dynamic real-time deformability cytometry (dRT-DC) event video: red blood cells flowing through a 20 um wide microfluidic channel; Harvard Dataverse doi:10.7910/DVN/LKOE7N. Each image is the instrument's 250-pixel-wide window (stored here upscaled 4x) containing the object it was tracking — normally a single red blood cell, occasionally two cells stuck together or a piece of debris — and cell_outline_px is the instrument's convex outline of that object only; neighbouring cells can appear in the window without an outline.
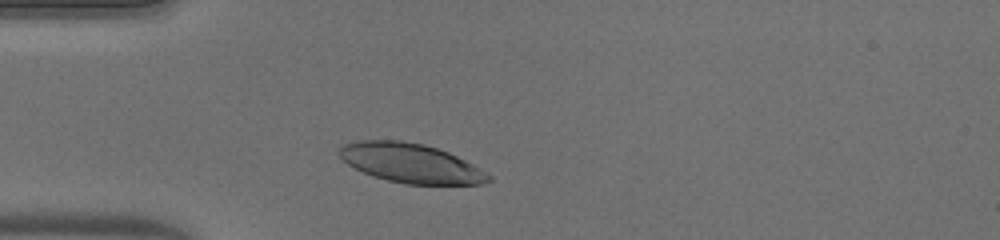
{"species": "human", "species_latin": "Homo sapiens", "temperature_condition": "warm", "stored_images_in_passage": 34, "camera_frame_rate_fps": 3000, "um_per_image_px": 0.085, "donor": {"sex": "male"}, "frame": {"image": 1, "passage_image": 5, "time_ms": 1.333, "image_size_px": [1000, 240], "cell_outline_px": [[492, 180], [484, 184], [404, 184], [372, 176], [348, 164], [340, 156], [340, 148], [344, 144], [360, 140], [396, 140], [424, 144], [448, 152], [472, 164], [492, 176]], "centroid_in_image_um": [34.93, 13.87], "position_along_channel_um": 50.1, "area_um2": 33.81}}
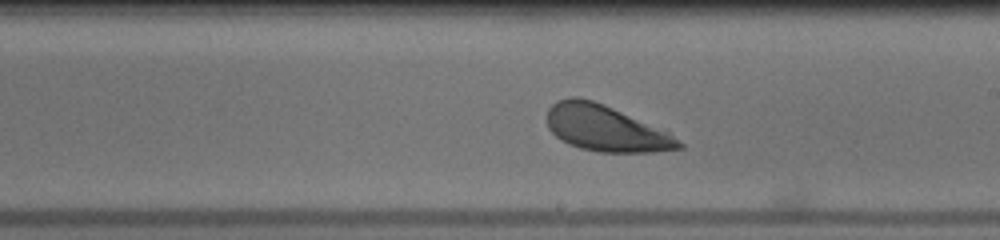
{"frame": {"image": 2, "passage_image": 20, "time_ms": 6.333, "image_size_px": [1000, 240], "cell_outline_px": [[684, 148], [652, 152], [600, 152], [580, 148], [568, 144], [560, 140], [548, 128], [548, 108], [556, 100], [572, 96], [576, 96], [592, 100], [604, 104], [668, 132], [684, 144]], "centroid_in_image_um": [51.45, 10.91], "position_along_channel_um": 237.5, "area_um2": 35.14}}
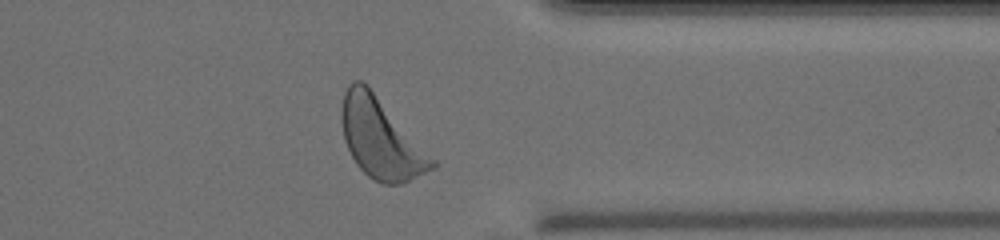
{"frame": {"image": 3, "passage_image": 31, "time_ms": 10.0, "image_size_px": [1000, 240], "cell_outline_px": [[436, 168], [400, 184], [380, 184], [368, 176], [356, 164], [344, 140], [340, 120], [340, 108], [344, 92], [348, 84], [352, 80], [360, 80], [368, 84], [436, 160]], "centroid_in_image_um": [32.35, 11.74], "position_along_channel_um": 379.1, "area_um2": 42.54}, "authors_computed_cell_mechanics": {"area_um2": 35.8649, "velocity_mm_per_s": 4.0259, "shape_relaxation_time_tau1_ms": 1.6403, "shape_relaxation_time_tau2_ms": null, "deformation_change_tau1": 0.1089, "deformation_change_tau2": null}}